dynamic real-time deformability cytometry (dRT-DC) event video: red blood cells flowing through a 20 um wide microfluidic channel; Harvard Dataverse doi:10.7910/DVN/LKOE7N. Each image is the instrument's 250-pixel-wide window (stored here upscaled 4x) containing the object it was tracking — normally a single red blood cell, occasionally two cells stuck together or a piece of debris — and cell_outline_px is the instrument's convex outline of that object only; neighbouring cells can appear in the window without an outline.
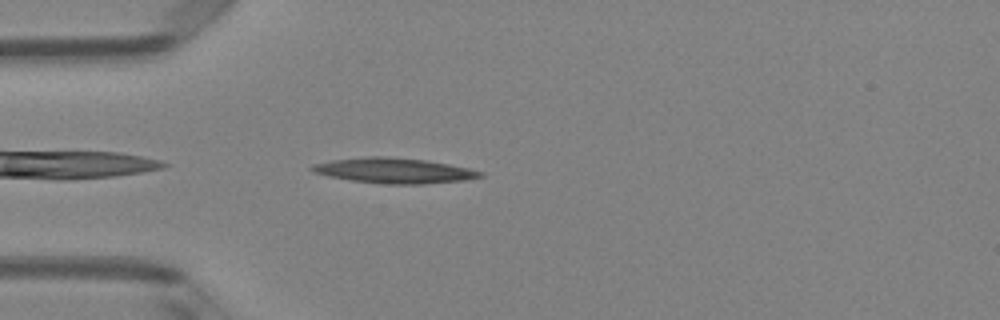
{"species": "Egyptian fruit bat (a non-hibernating species)", "species_latin": "Rousettus aegyptiacus", "temperature_condition": "room temperature", "stored_images_in_passage": 37, "camera_frame_rate_fps": 3000, "um_per_image_px": 0.085, "animal": {"sex": "female"}, "frame": {"image": 1, "passage_image": 1, "time_ms": 0.0, "image_size_px": [1000, 320], "cell_outline_px": [[484, 176], [464, 180], [424, 184], [384, 184], [352, 180], [328, 176], [312, 172], [308, 168], [312, 164], [332, 160], [368, 156], [384, 156], [428, 160], [468, 168], [484, 172]], "centroid_in_image_um": [33.48, 14.5], "position_along_channel_um": 51.5, "area_um2": 24.85}}
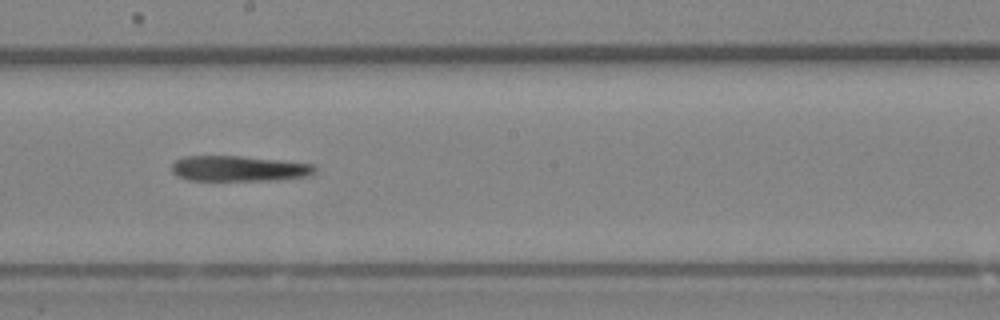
{"frame": {"image": 2, "passage_image": 15, "time_ms": 4.667, "image_size_px": [1000, 320], "cell_outline_px": [[316, 172], [312, 176], [276, 180], [188, 180], [172, 172], [172, 164], [176, 160], [184, 156], [240, 156], [280, 160], [316, 164]], "centroid_in_image_um": [20.38, 14.33], "position_along_channel_um": 227.8, "area_um2": 21.39}}
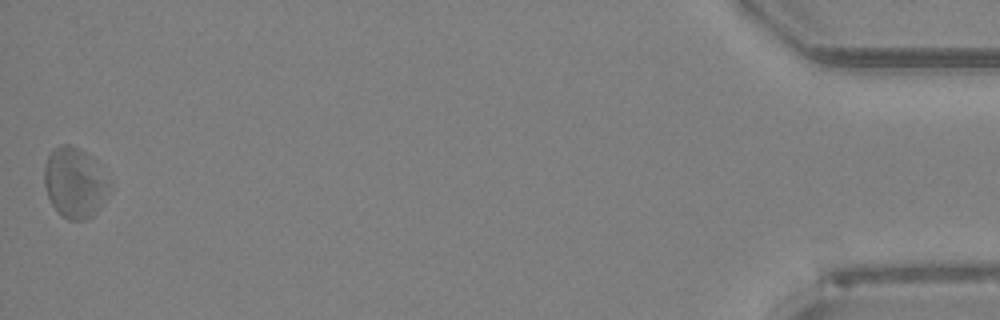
{"frame": {"image": 3, "passage_image": 37, "time_ms": 12.0, "image_size_px": [1000, 320], "cell_outline_px": [[112, 188], [96, 212], [92, 216], [84, 220], [68, 220], [60, 216], [52, 204], [48, 196], [44, 184], [44, 164], [48, 156], [60, 144], [68, 144], [80, 148], [112, 180]], "centroid_in_image_um": [6.37, 15.55], "position_along_channel_um": 428.8, "area_um2": 26.82}}